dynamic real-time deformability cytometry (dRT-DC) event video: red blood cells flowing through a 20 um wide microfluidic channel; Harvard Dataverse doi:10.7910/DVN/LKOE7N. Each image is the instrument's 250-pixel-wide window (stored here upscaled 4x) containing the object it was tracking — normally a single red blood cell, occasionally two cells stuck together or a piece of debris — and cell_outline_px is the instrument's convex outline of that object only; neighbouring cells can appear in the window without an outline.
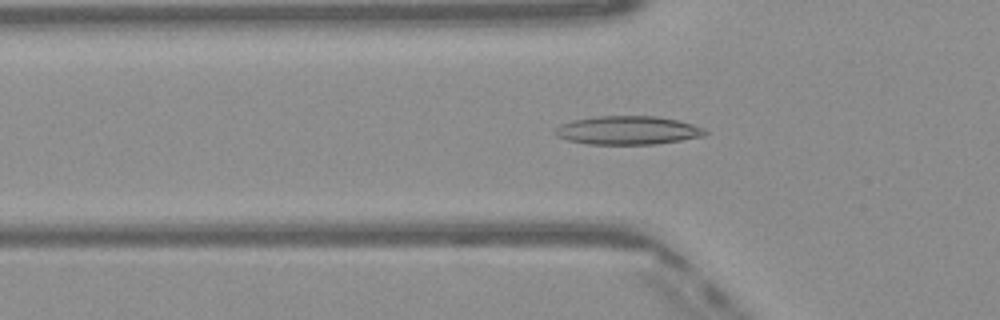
{"species": "Egyptian fruit bat (a non-hibernating species)", "species_latin": "Rousettus aegyptiacus", "temperature_condition": "warm", "stored_images_in_passage": 50, "camera_frame_rate_fps": 3000, "um_per_image_px": 0.085, "frame": {"image": 1, "passage_image": 17, "time_ms": 5.333, "image_size_px": [1000, 320], "cell_outline_px": [[708, 132], [704, 136], [656, 144], [588, 144], [568, 140], [556, 136], [556, 128], [560, 124], [572, 120], [600, 116], [656, 116], [676, 120], [692, 124], [704, 128]], "centroid_in_image_um": [53.36, 11.08], "position_along_channel_um": 72.4, "area_um2": 24.8}}
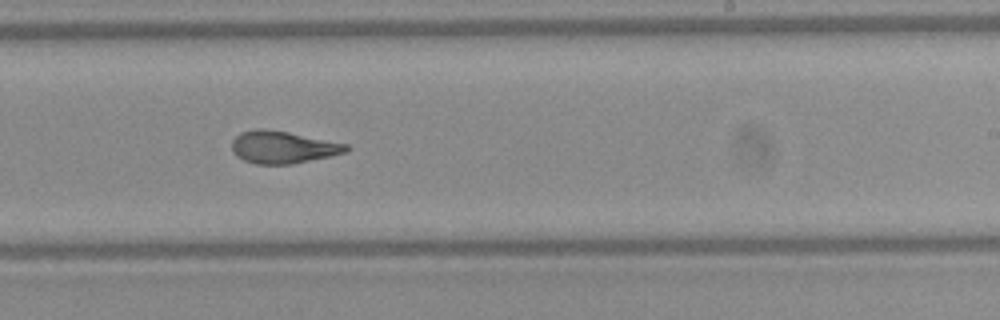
{"frame": {"image": 2, "passage_image": 31, "time_ms": 10.0, "image_size_px": [1000, 320], "cell_outline_px": [[352, 148], [348, 152], [292, 164], [256, 164], [244, 160], [236, 156], [232, 152], [232, 140], [240, 132], [256, 128], [264, 128], [288, 132], [348, 144]], "centroid_in_image_um": [24.04, 12.5], "position_along_channel_um": 265.0, "area_um2": 21.68}}
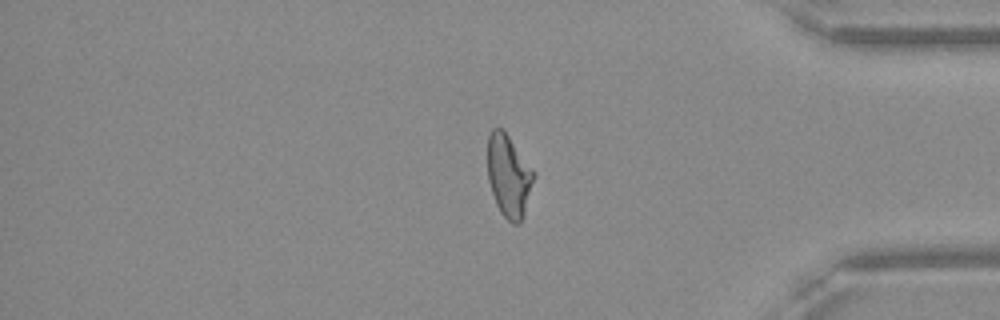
{"frame": {"image": 3, "passage_image": 42, "time_ms": 13.667, "image_size_px": [1000, 320], "cell_outline_px": [[536, 176], [524, 216], [520, 224], [512, 224], [500, 212], [496, 204], [488, 180], [488, 136], [492, 128], [504, 128], [536, 172]], "centroid_in_image_um": [43.28, 14.94], "position_along_channel_um": 391.9, "area_um2": 22.72}, "authors_computed_cell_mechanics": {"area_um2": 22.7732, "velocity_mm_per_s": 4.1068, "shape_relaxation_time_tau1_ms": 7.8552, "shape_relaxation_time_tau2_ms": 1.6894, "deformation_change_tau1": 0.2492, "deformation_change_tau2": 0.0828}}